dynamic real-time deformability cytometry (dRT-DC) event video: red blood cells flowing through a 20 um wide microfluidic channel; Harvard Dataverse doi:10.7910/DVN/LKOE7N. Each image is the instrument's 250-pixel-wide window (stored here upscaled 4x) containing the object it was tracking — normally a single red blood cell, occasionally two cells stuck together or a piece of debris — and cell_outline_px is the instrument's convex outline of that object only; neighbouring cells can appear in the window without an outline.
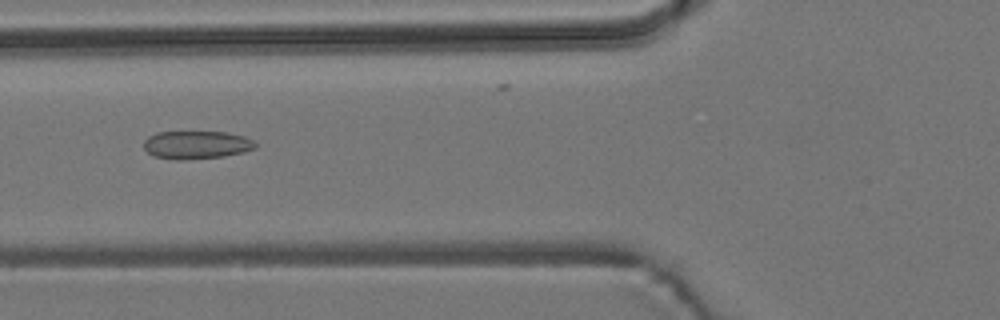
{"species": "common noctule bat (a hibernating species)", "species_latin": "Nyctalus noctula", "temperature_condition": "room temperature", "stored_images_in_passage": 42, "camera_frame_rate_fps": 3000, "um_per_image_px": 0.085, "animal": {"sex": "male", "body_mass_g": 19.2, "forearm_length_mm": 51.8}, "frame": {"image": 1, "passage_image": 9, "time_ms": 2.667, "image_size_px": [1000, 320], "cell_outline_px": [[260, 144], [256, 148], [244, 152], [224, 156], [180, 160], [176, 160], [152, 156], [144, 148], [144, 140], [148, 136], [156, 132], [228, 132], [244, 136], [256, 140]], "centroid_in_image_um": [16.75, 12.31], "position_along_channel_um": 109.1, "area_um2": 18.55}}
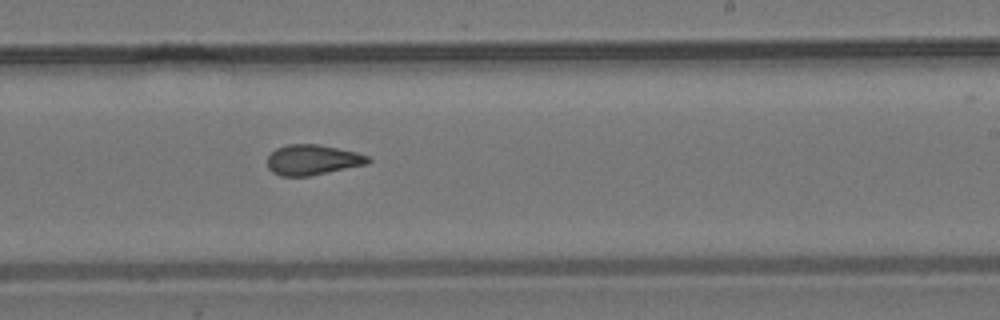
{"frame": {"image": 2, "passage_image": 21, "time_ms": 6.667, "image_size_px": [1000, 320], "cell_outline_px": [[372, 160], [368, 164], [308, 176], [280, 176], [272, 172], [268, 168], [268, 156], [276, 148], [288, 144], [320, 144], [356, 152], [368, 156]], "centroid_in_image_um": [26.57, 13.58], "position_along_channel_um": 262.4, "area_um2": 17.8}}
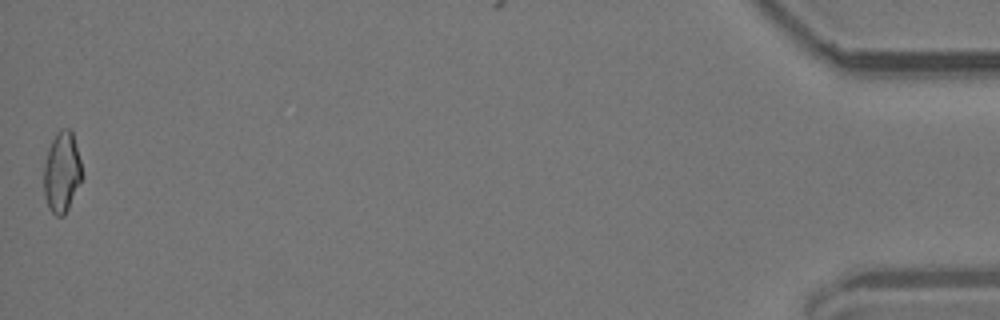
{"frame": {"image": 3, "passage_image": 42, "time_ms": 13.667, "image_size_px": [1000, 320], "cell_outline_px": [[84, 176], [64, 216], [56, 216], [48, 208], [44, 196], [44, 164], [48, 148], [56, 132], [60, 128], [68, 128], [72, 132], [80, 160]], "centroid_in_image_um": [5.26, 14.64], "position_along_channel_um": 429.9, "area_um2": 18.09}, "authors_computed_cell_mechanics": {"area_um2": 18.0625, "velocity_mm_per_s": 3.8293, "shape_relaxation_time_tau1_ms": null, "shape_relaxation_time_tau2_ms": 2.8184, "deformation_change_tau1": null, "deformation_change_tau2": 0.0977}}